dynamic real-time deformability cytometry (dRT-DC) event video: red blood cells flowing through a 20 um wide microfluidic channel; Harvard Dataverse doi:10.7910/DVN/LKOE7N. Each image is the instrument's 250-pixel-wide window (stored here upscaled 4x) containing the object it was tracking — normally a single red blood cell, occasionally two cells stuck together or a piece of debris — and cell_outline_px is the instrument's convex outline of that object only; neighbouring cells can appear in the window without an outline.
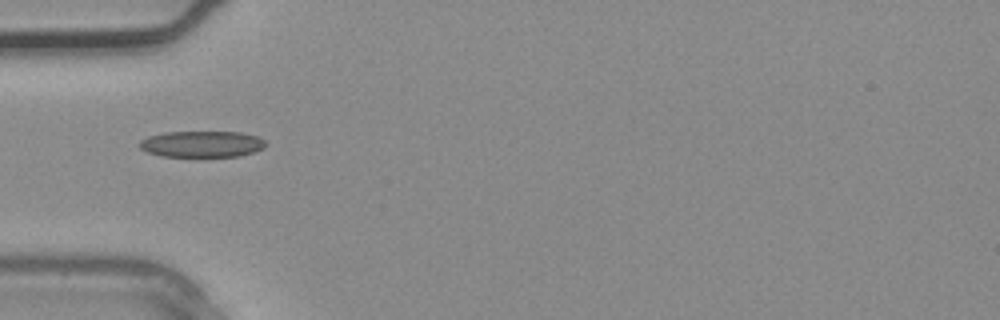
{"species": "common noctule bat (a hibernating species)", "species_latin": "Nyctalus noctula", "temperature_condition": "warm", "stored_images_in_passage": 4, "camera_frame_rate_fps": 3000, "um_per_image_px": 0.085, "animal": {"sex": "male", "body_mass_g": 20.4}, "frame": {"image": 1, "passage_image": 4, "time_ms": 1.0, "image_size_px": [1000, 320], "cell_outline_px": [[268, 144], [264, 148], [240, 156], [160, 156], [148, 152], [140, 148], [140, 140], [148, 136], [164, 132], [240, 132], [256, 136], [264, 140]], "centroid_in_image_um": [17.16, 12.24], "position_along_channel_um": 67.8, "area_um2": 19.25}}